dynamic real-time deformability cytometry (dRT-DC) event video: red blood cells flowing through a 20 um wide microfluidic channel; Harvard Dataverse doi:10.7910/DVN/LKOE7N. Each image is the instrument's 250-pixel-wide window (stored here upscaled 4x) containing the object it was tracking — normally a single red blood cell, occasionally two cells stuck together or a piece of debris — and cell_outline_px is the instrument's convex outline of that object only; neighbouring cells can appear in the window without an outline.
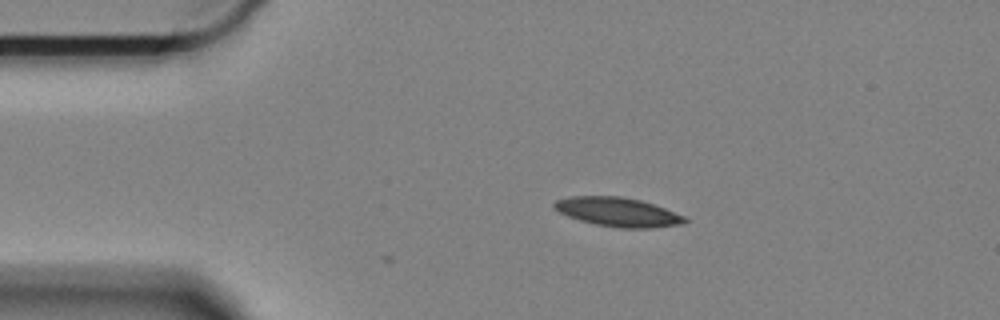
{"species": "Egyptian fruit bat (a non-hibernating species)", "species_latin": "Rousettus aegyptiacus", "temperature_condition": "cold", "stored_images_in_passage": 3, "camera_frame_rate_fps": 3000, "um_per_image_px": 0.085, "animal": {"sex": "female"}, "frame": {"image": 1, "passage_image": 1, "time_ms": 0.0, "image_size_px": [1000, 320], "cell_outline_px": [[688, 220], [680, 224], [652, 228], [620, 228], [596, 224], [580, 220], [568, 216], [560, 212], [552, 204], [556, 200], [572, 196], [620, 196], [640, 200], [664, 208], [684, 216]], "centroid_in_image_um": [52.51, 18.02], "position_along_channel_um": 32.5, "area_um2": 21.79}}